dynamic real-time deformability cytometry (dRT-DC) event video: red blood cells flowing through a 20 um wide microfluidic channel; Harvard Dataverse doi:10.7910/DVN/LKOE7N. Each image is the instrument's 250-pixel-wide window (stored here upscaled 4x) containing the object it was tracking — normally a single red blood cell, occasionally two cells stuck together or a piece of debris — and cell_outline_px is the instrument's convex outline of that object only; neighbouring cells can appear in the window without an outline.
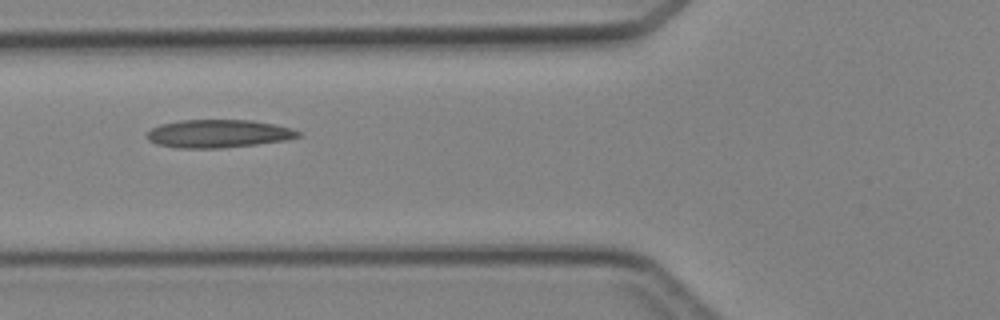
{"species": "Egyptian fruit bat (a non-hibernating species)", "species_latin": "Rousettus aegyptiacus", "temperature_condition": "cold", "stored_images_in_passage": 5, "camera_frame_rate_fps": 3000, "um_per_image_px": 0.085, "animal": {"sex": "female"}, "frame": {"image": 1, "passage_image": 5, "time_ms": 4.667, "image_size_px": [1000, 320], "cell_outline_px": [[300, 136], [284, 140], [256, 144], [220, 148], [176, 148], [156, 144], [148, 140], [148, 132], [152, 128], [160, 124], [180, 120], [252, 120], [276, 124], [292, 128], [300, 132]], "centroid_in_image_um": [18.55, 11.35], "position_along_channel_um": 107.2, "area_um2": 24.68}}